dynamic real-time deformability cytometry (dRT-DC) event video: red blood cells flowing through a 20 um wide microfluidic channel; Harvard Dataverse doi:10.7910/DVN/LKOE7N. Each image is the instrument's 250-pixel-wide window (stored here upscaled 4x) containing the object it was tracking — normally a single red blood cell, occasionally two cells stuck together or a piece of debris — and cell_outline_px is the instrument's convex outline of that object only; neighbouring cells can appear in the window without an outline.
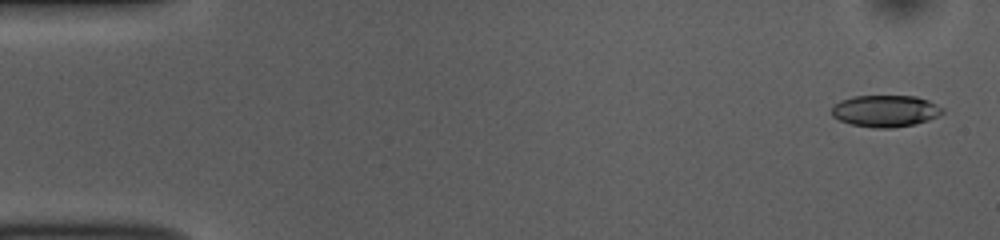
{"species": "common noctule bat (a hibernating species)", "species_latin": "Nyctalus noctula", "temperature_condition": "room temperature", "stored_images_in_passage": 53, "camera_frame_rate_fps": 3000, "um_per_image_px": 0.085, "animal": {"sex": "female", "body_mass_g": 10.0, "forearm_length_mm": 53.1}, "frame": {"image": 1, "passage_image": 2, "time_ms": 0.333, "image_size_px": [1000, 240], "cell_outline_px": [[944, 112], [928, 120], [916, 124], [892, 128], [876, 128], [852, 124], [840, 120], [832, 116], [832, 108], [840, 100], [852, 96], [916, 96], [928, 100], [944, 108]], "centroid_in_image_um": [75.27, 9.43], "position_along_channel_um": 9.7, "area_um2": 20.46}}
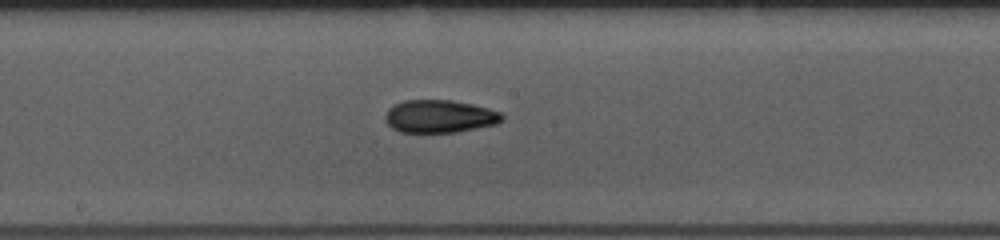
{"frame": {"image": 2, "passage_image": 28, "time_ms": 9.0, "image_size_px": [1000, 240], "cell_outline_px": [[504, 116], [496, 124], [456, 132], [400, 132], [392, 128], [384, 120], [384, 116], [388, 108], [392, 104], [404, 100], [452, 100], [472, 104], [488, 108], [500, 112]], "centroid_in_image_um": [37.31, 9.88], "position_along_channel_um": 210.9, "area_um2": 22.37}}
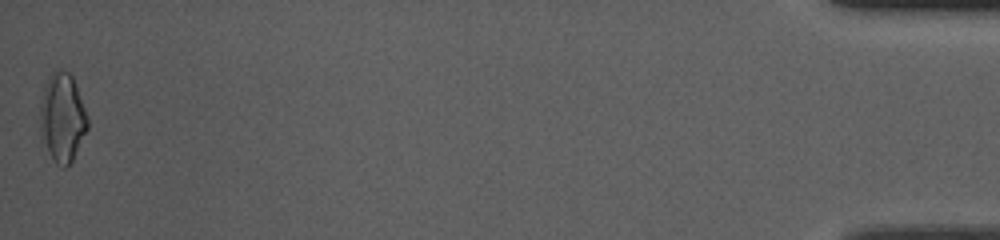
{"frame": {"image": 3, "passage_image": 53, "time_ms": 17.333, "image_size_px": [1000, 240], "cell_outline_px": [[88, 128], [72, 160], [64, 168], [56, 164], [52, 160], [44, 136], [40, 116], [40, 100], [48, 76], [56, 68], [60, 68], [68, 72], [72, 76], [88, 116]], "centroid_in_image_um": [5.32, 9.94], "position_along_channel_um": 429.9, "area_um2": 24.1}, "authors_computed_cell_mechanics": {"area_um2": 21.7328, "velocity_mm_per_s": 3.762, "shape_relaxation_time_tau1_ms": 6.1416, "shape_relaxation_time_tau2_ms": 5.3814, "deformation_change_tau1": 0.1716, "deformation_change_tau2": 0.1337}}